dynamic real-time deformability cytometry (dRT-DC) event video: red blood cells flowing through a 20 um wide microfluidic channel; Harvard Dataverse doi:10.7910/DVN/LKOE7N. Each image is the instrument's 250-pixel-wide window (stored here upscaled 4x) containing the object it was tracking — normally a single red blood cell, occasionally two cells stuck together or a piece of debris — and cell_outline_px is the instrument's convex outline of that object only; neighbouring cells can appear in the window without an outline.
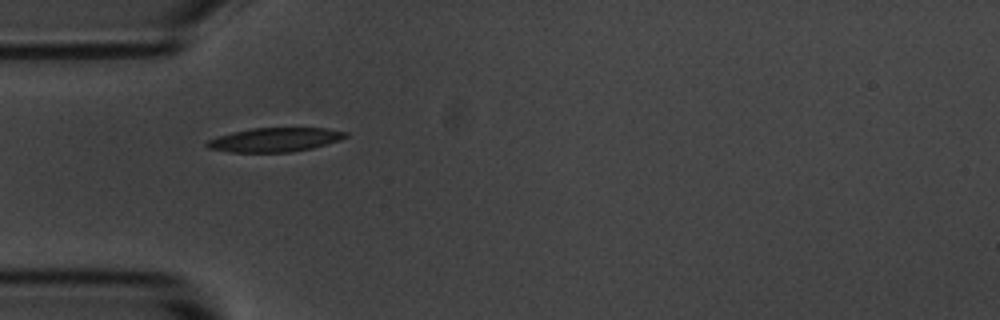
{"species": "common noctule bat (a hibernating species)", "species_latin": "Nyctalus noctula", "temperature_condition": "room temperature", "stored_images_in_passage": 2, "camera_frame_rate_fps": 3000, "um_per_image_px": 0.085, "animal": {"sex": "male", "body_mass_g": 20.1, "forearm_length_mm": 53.5}, "frame": {"image": 1, "passage_image": 1, "time_ms": 0.0, "image_size_px": [1000, 320], "cell_outline_px": [[348, 136], [340, 140], [312, 148], [292, 152], [232, 152], [208, 148], [204, 144], [208, 140], [232, 132], [252, 128], [328, 128], [348, 132]], "centroid_in_image_um": [23.4, 11.87], "position_along_channel_um": 61.6, "area_um2": 19.36}}